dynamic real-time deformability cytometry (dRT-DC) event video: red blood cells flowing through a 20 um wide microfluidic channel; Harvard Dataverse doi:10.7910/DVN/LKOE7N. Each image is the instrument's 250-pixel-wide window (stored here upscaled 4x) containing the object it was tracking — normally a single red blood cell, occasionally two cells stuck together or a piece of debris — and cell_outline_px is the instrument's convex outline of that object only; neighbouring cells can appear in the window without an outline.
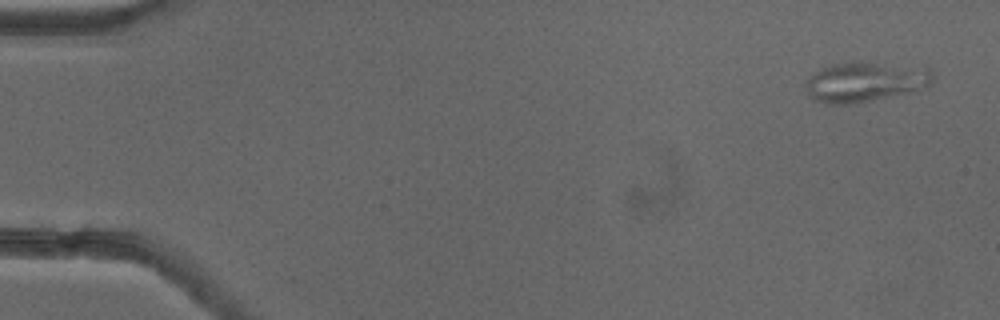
{"species": "common noctule bat (a hibernating species)", "species_latin": "Nyctalus noctula", "temperature_condition": "cold", "stored_images_in_passage": 36, "camera_frame_rate_fps": 3000, "um_per_image_px": 0.085, "animal": {"sex": "female"}, "frame": {"image": 1, "passage_image": 1, "time_ms": 0.0, "image_size_px": [1000, 320], "cell_outline_px": [[932, 80], [928, 84], [920, 88], [908, 92], [872, 100], [848, 104], [828, 104], [812, 100], [808, 96], [808, 76], [820, 68], [832, 64], [852, 60], [860, 60], [928, 68], [932, 72]], "centroid_in_image_um": [73.47, 6.93], "position_along_channel_um": 11.5, "area_um2": 29.59}}
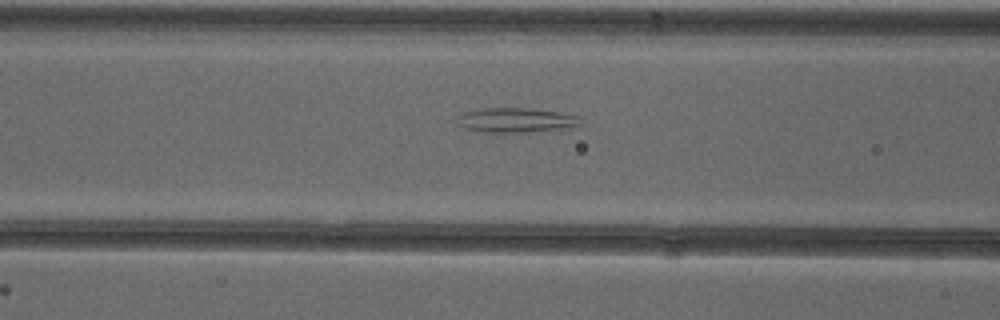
{"frame": {"image": 2, "passage_image": 20, "time_ms": 6.333, "image_size_px": [1000, 320], "cell_outline_px": [[584, 124], [560, 128], [524, 132], [484, 132], [464, 128], [460, 124], [456, 116], [464, 112], [484, 108], [524, 108], [560, 112], [580, 116]], "centroid_in_image_um": [43.86, 10.2], "position_along_channel_um": 122.7, "area_um2": 17.46}}
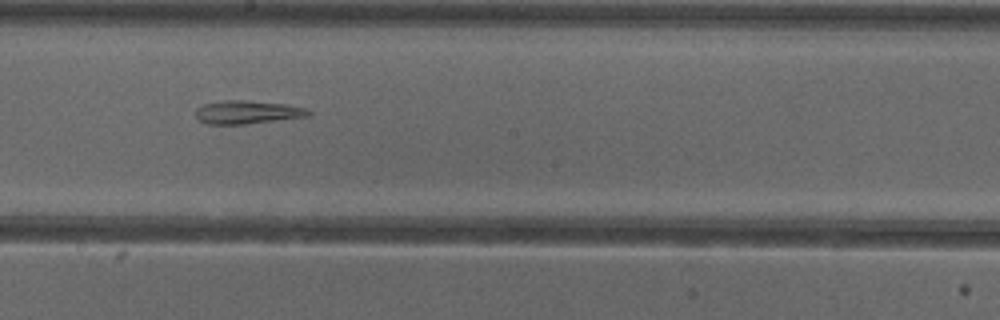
{"frame": {"image": 3, "passage_image": 28, "time_ms": 9.0, "image_size_px": [1000, 320], "cell_outline_px": [[312, 116], [244, 124], [208, 124], [200, 120], [196, 116], [196, 108], [204, 104], [228, 100], [248, 100], [288, 104], [304, 108], [312, 112]], "centroid_in_image_um": [21.07, 9.53], "position_along_channel_um": 227.1, "area_um2": 15.32}}